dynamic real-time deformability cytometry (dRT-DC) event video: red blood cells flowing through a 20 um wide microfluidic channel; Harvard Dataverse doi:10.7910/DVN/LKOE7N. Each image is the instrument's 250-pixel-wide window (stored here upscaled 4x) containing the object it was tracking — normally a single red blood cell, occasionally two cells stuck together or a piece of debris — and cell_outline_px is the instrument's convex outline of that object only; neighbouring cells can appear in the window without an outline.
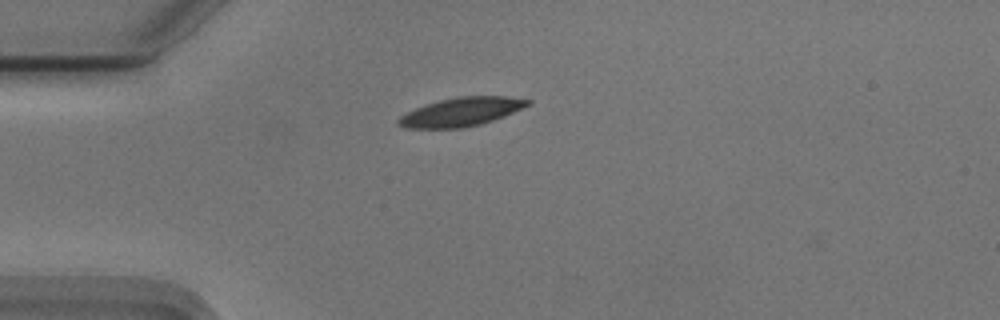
{"species": "Egyptian fruit bat (a non-hibernating species)", "species_latin": "Rousettus aegyptiacus", "temperature_condition": "cold", "stored_images_in_passage": 42, "camera_frame_rate_fps": 3000, "um_per_image_px": 0.085, "animal": {"sex": "male"}, "frame": {"image": 1, "passage_image": 1, "time_ms": 0.0, "image_size_px": [1000, 320], "cell_outline_px": [[532, 100], [528, 104], [504, 116], [480, 124], [464, 128], [404, 128], [396, 124], [396, 120], [400, 116], [416, 108], [440, 100], [460, 96], [508, 96]], "centroid_in_image_um": [39.17, 9.52], "position_along_channel_um": 45.8, "area_um2": 21.33}}
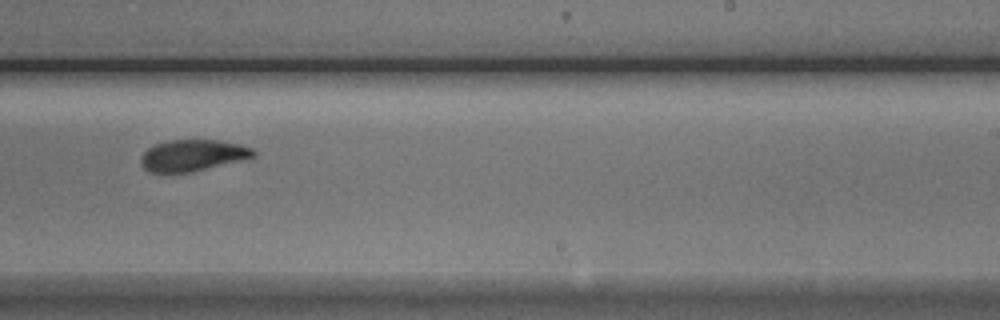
{"frame": {"image": 2, "passage_image": 21, "time_ms": 6.667, "image_size_px": [1000, 320], "cell_outline_px": [[256, 156], [192, 172], [148, 172], [140, 164], [140, 156], [148, 148], [156, 144], [168, 140], [220, 140], [240, 144], [252, 148], [256, 152]], "centroid_in_image_um": [16.36, 13.2], "position_along_channel_um": 272.6, "area_um2": 20.58}}
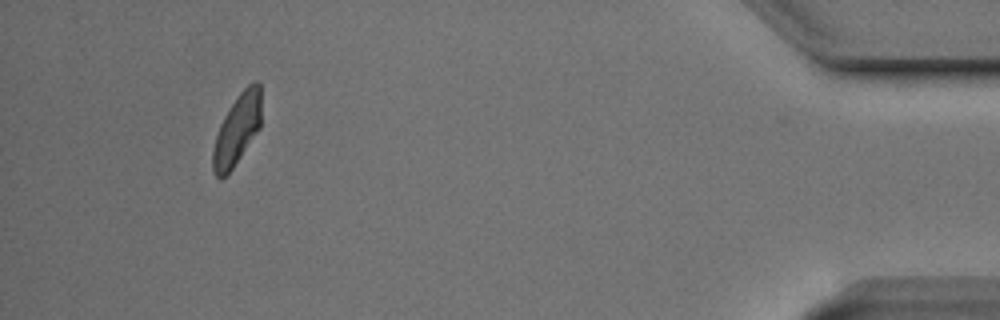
{"frame": {"image": 3, "passage_image": 38, "time_ms": 12.333, "image_size_px": [1000, 320], "cell_outline_px": [[260, 128], [232, 168], [220, 180], [216, 176], [212, 168], [212, 152], [216, 136], [220, 124], [224, 116], [240, 92], [252, 80], [256, 80], [260, 84]], "centroid_in_image_um": [20.14, 11.0], "position_along_channel_um": 415.1, "area_um2": 19.59}, "authors_computed_cell_mechanics": {"area_um2": 21.0681, "velocity_mm_per_s": 3.7039, "shape_relaxation_time_tau1_ms": 3.5965, "shape_relaxation_time_tau2_ms": 4.9856, "deformation_change_tau1": 0.145, "deformation_change_tau2": 0.0651}}